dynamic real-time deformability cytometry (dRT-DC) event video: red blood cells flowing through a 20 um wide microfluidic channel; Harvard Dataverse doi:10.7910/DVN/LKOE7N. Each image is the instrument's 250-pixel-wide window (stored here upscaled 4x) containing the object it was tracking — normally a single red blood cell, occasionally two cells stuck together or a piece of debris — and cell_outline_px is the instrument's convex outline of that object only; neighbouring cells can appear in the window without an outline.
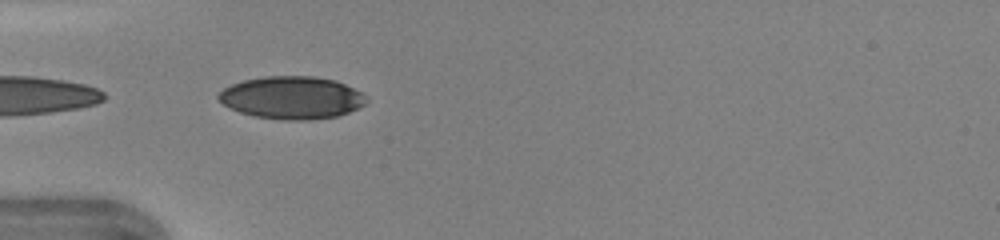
{"species": "human", "species_latin": "Homo sapiens", "temperature_condition": "warm", "stored_images_in_passage": 32, "camera_frame_rate_fps": 3000, "um_per_image_px": 0.085, "donor": {"sex": "female"}, "frame": {"image": 1, "passage_image": 1, "time_ms": 0.0, "image_size_px": [1000, 240], "cell_outline_px": [[368, 100], [364, 104], [348, 112], [336, 116], [308, 120], [280, 120], [256, 116], [240, 112], [224, 104], [216, 96], [224, 88], [232, 84], [244, 80], [264, 76], [316, 76], [336, 80], [360, 92]], "centroid_in_image_um": [24.79, 8.29], "position_along_channel_um": 60.2, "area_um2": 36.41}, "authors_computed_cell_mechanics": {"area_um2": 35.9227, "velocity_mm_per_s": 4.4009, "shape_relaxation_time_tau1_ms": 5.0233, "shape_relaxation_time_tau2_ms": 3.0103, "deformation_change_tau1": 0.1287, "deformation_change_tau2": 0.0656}}